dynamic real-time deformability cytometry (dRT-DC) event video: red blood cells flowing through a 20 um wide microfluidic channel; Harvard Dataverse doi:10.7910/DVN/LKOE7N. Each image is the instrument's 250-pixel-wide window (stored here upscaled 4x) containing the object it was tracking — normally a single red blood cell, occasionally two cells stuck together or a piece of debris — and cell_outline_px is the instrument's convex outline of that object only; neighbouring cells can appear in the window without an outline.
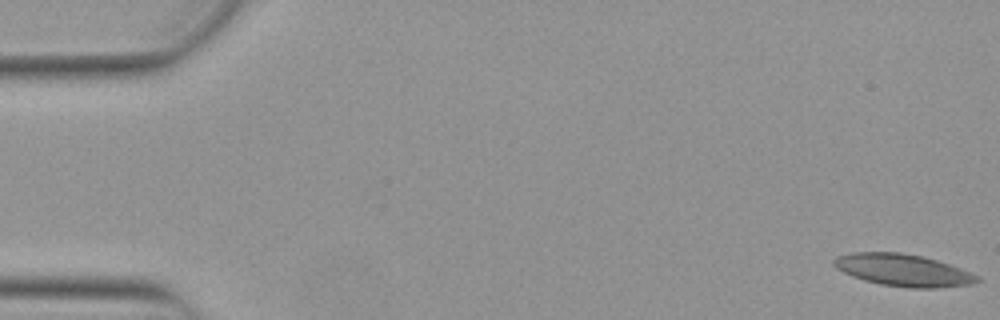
{"species": "Egyptian fruit bat (a non-hibernating species)", "species_latin": "Rousettus aegyptiacus", "temperature_condition": "warm", "stored_images_in_passage": 17, "camera_frame_rate_fps": 3000, "um_per_image_px": 0.085, "animal": {"sex": "female"}, "frame": {"image": 1, "passage_image": 1, "time_ms": 0.0, "image_size_px": [1000, 320], "cell_outline_px": [[980, 280], [972, 284], [936, 288], [908, 288], [880, 284], [864, 280], [852, 276], [836, 268], [832, 264], [832, 260], [836, 256], [852, 252], [900, 252], [920, 256], [936, 260], [960, 268], [980, 276]], "centroid_in_image_um": [76.74, 22.96], "position_along_channel_um": 8.3, "area_um2": 26.82}}